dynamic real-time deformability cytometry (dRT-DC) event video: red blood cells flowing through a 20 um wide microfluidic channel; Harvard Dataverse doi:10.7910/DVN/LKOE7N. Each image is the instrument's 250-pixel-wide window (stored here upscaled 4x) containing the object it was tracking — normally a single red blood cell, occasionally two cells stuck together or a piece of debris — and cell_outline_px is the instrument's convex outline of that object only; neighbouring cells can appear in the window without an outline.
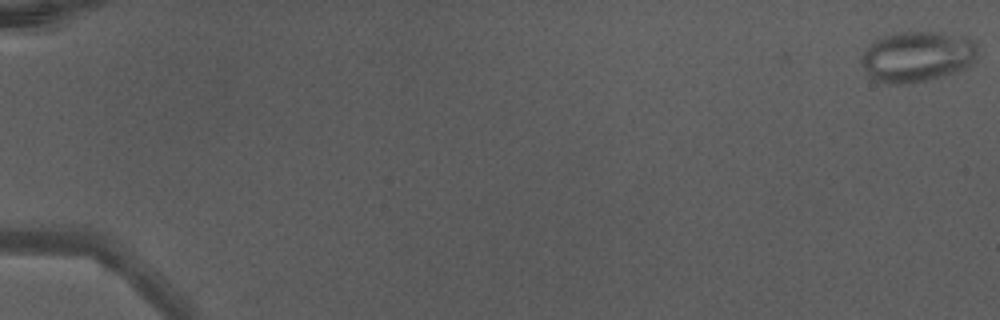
{"species": "Egyptian fruit bat (a non-hibernating species)", "species_latin": "Rousettus aegyptiacus", "temperature_condition": "warm", "stored_images_in_passage": 49, "camera_frame_rate_fps": 3000, "um_per_image_px": 0.085, "animal": {"sex": "male"}, "frame": {"image": 1, "passage_image": 1, "time_ms": 0.0, "image_size_px": [1000, 320], "cell_outline_px": [[976, 60], [964, 68], [940, 76], [924, 80], [900, 84], [888, 84], [876, 80], [868, 76], [860, 60], [860, 56], [876, 40], [896, 32], [944, 32], [964, 36], [972, 40], [976, 48]], "centroid_in_image_um": [77.95, 4.79], "position_along_channel_um": 7.1, "area_um2": 33.87}}
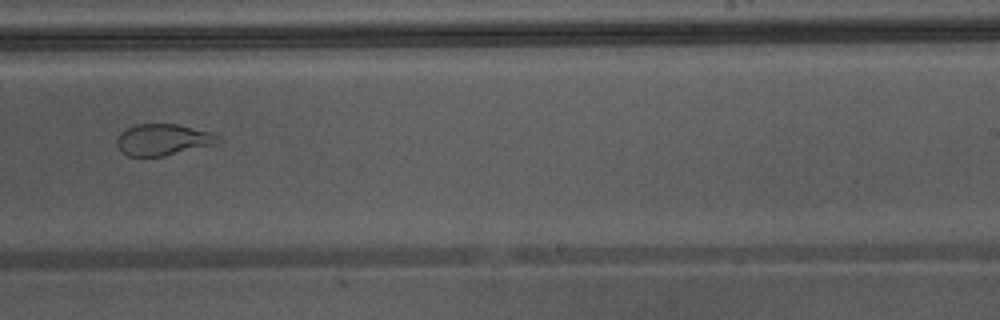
{"frame": {"image": 2, "passage_image": 33, "time_ms": 10.667, "image_size_px": [1000, 320], "cell_outline_px": [[224, 140], [216, 144], [164, 156], [128, 156], [116, 144], [116, 140], [120, 132], [124, 128], [136, 124], [176, 124], [212, 132], [220, 136]], "centroid_in_image_um": [13.88, 11.86], "position_along_channel_um": 275.1, "area_um2": 18.67}}
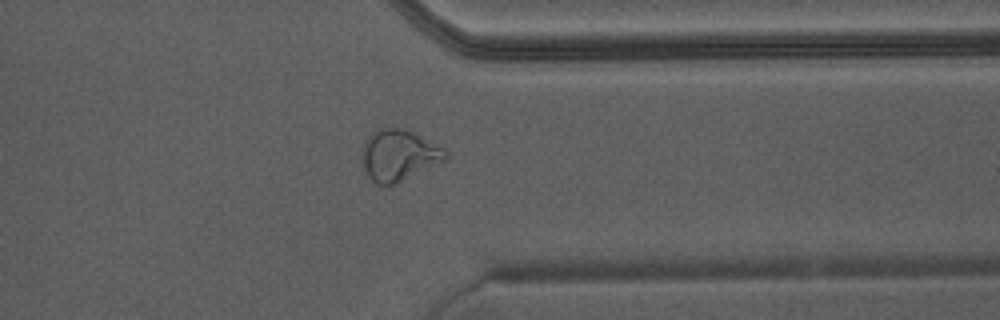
{"frame": {"image": 3, "passage_image": 40, "time_ms": 13.0, "image_size_px": [1000, 320], "cell_outline_px": [[448, 156], [444, 160], [396, 184], [376, 184], [368, 176], [360, 160], [364, 144], [368, 136], [376, 128], [404, 128], [444, 148], [448, 152]], "centroid_in_image_um": [33.86, 13.19], "position_along_channel_um": 377.5, "area_um2": 24.74}, "authors_computed_cell_mechanics": {"area_um2": 27.8018, "velocity_mm_per_s": 4.4283, "shape_relaxation_time_tau1_ms": null, "shape_relaxation_time_tau2_ms": 1.0454, "deformation_change_tau1": null, "deformation_change_tau2": 0.0885}}